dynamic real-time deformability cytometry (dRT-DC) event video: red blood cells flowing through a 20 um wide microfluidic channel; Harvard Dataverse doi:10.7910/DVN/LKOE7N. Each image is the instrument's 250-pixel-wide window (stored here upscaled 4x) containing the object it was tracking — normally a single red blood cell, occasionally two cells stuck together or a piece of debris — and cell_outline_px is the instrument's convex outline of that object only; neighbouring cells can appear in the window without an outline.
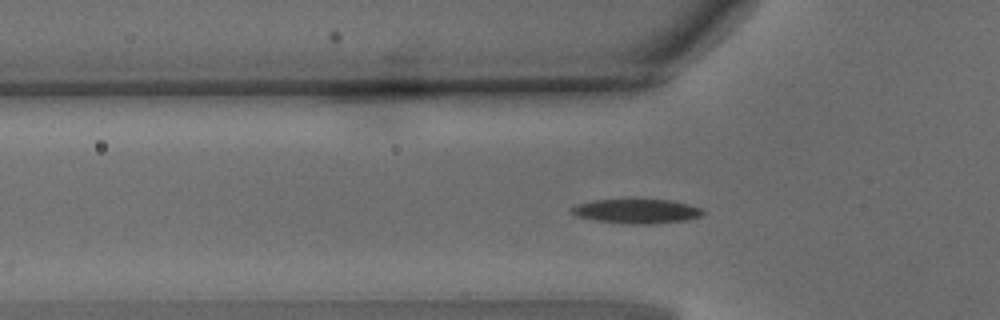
{"species": "common noctule bat (a hibernating species)", "species_latin": "Nyctalus noctula", "temperature_condition": "warm", "stored_images_in_passage": 38, "camera_frame_rate_fps": 3000, "um_per_image_px": 0.085, "animal": {"sex": "male", "body_mass_g": 15.6}, "frame": {"image": 1, "passage_image": 4, "time_ms": 1.0, "image_size_px": [1000, 320], "cell_outline_px": [[704, 212], [700, 216], [688, 220], [652, 224], [632, 224], [592, 220], [576, 216], [568, 212], [568, 208], [576, 204], [592, 200], [668, 200], [688, 204], [704, 208]], "centroid_in_image_um": [54.06, 17.96], "position_along_channel_um": 71.7, "area_um2": 18.84}}
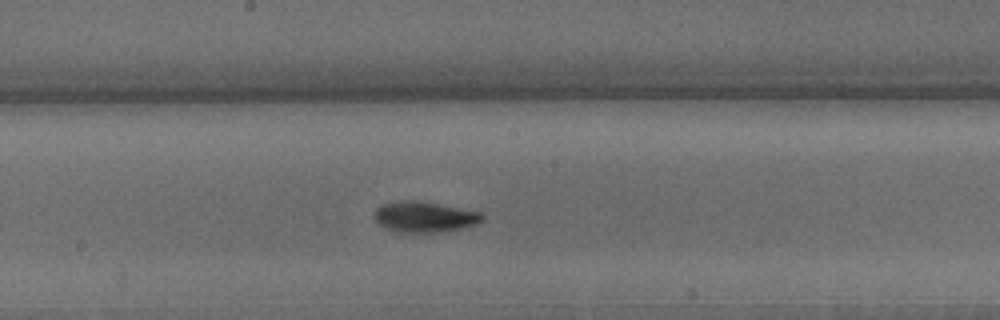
{"frame": {"image": 2, "passage_image": 14, "time_ms": 4.333, "image_size_px": [1000, 320], "cell_outline_px": [[484, 220], [476, 224], [460, 228], [440, 232], [396, 232], [380, 224], [372, 216], [372, 212], [380, 204], [400, 200], [436, 204], [480, 212], [484, 216]], "centroid_in_image_um": [36.03, 18.44], "position_along_channel_um": 212.2, "area_um2": 18.96}}
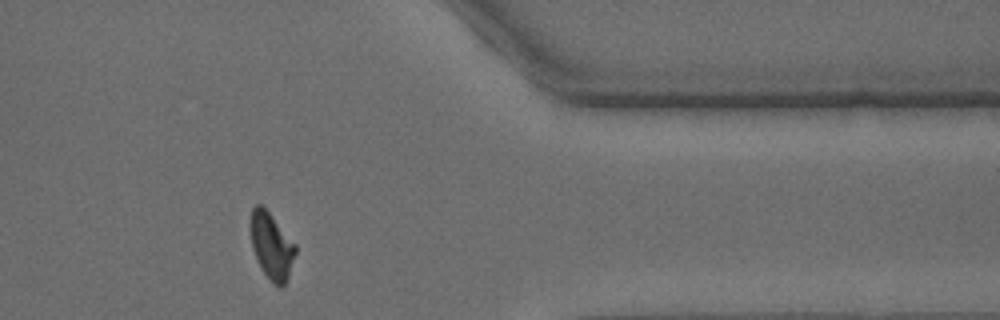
{"frame": {"image": 3, "passage_image": 28, "time_ms": 9.0, "image_size_px": [1000, 320], "cell_outline_px": [[296, 252], [288, 276], [284, 284], [280, 288], [260, 268], [256, 260], [252, 248], [248, 228], [248, 224], [252, 208], [256, 204], [260, 204], [268, 212], [296, 244]], "centroid_in_image_um": [23.03, 20.86], "position_along_channel_um": 388.4, "area_um2": 17.4}, "authors_computed_cell_mechanics": {"area_um2": 17.7735, "velocity_mm_per_s": 4.1917, "shape_relaxation_time_tau1_ms": 3.0993, "shape_relaxation_time_tau2_ms": 1.7873, "deformation_change_tau1": 0.1561, "deformation_change_tau2": 0.0695}}